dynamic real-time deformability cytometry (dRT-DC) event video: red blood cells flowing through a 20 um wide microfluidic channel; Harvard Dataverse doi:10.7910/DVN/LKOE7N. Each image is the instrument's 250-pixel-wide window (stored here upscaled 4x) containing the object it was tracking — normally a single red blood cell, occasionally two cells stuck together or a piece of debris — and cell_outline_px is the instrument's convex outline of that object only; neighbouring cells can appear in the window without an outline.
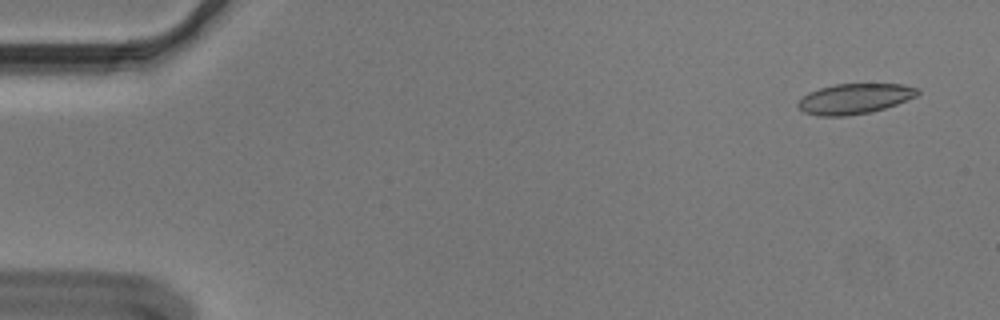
{"species": "Egyptian fruit bat (a non-hibernating species)", "species_latin": "Rousettus aegyptiacus", "temperature_condition": "cold", "stored_images_in_passage": 53, "camera_frame_rate_fps": 3000, "um_per_image_px": 0.085, "animal": {"sex": "male"}, "frame": {"image": 1, "passage_image": 1, "time_ms": 0.0, "image_size_px": [1000, 320], "cell_outline_px": [[920, 92], [916, 96], [896, 104], [884, 108], [868, 112], [844, 116], [820, 116], [804, 112], [796, 104], [808, 92], [820, 88], [836, 84], [904, 84], [920, 88]], "centroid_in_image_um": [72.65, 8.38], "position_along_channel_um": 12.3, "area_um2": 20.92}}
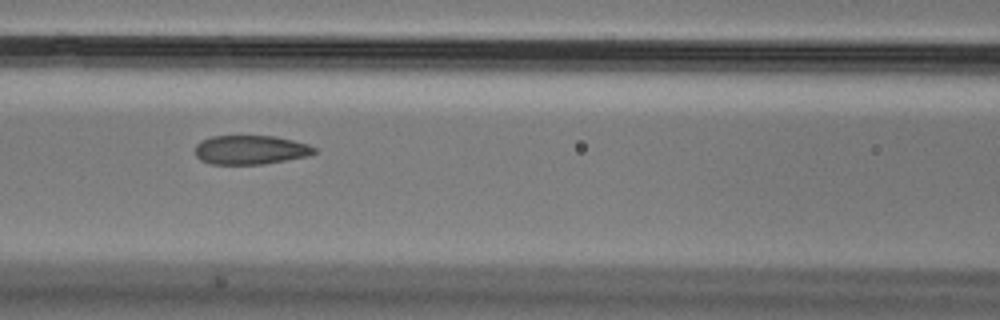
{"frame": {"image": 2, "passage_image": 22, "time_ms": 7.0, "image_size_px": [1000, 320], "cell_outline_px": [[316, 152], [308, 156], [264, 164], [212, 164], [200, 160], [196, 156], [196, 144], [200, 140], [212, 136], [276, 136], [308, 144], [316, 148]], "centroid_in_image_um": [21.29, 12.73], "position_along_channel_um": 145.3, "area_um2": 20.23}}
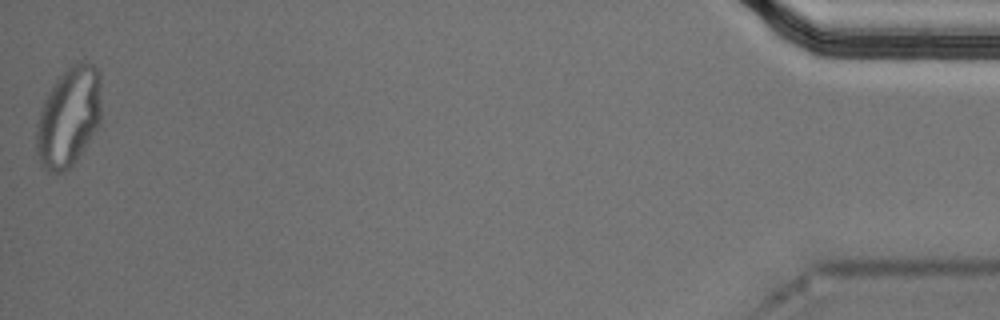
{"frame": {"image": 3, "passage_image": 53, "time_ms": 17.333, "image_size_px": [1000, 320], "cell_outline_px": [[100, 124], [76, 160], [68, 168], [60, 172], [48, 172], [40, 164], [36, 152], [36, 124], [44, 100], [48, 92], [56, 80], [76, 60], [88, 60], [96, 68], [100, 76]], "centroid_in_image_um": [5.83, 9.92], "position_along_channel_um": 429.4, "area_um2": 37.8}, "authors_computed_cell_mechanics": {"area_um2": 21.9062, "velocity_mm_per_s": 3.6246, "shape_relaxation_time_tau1_ms": null, "shape_relaxation_time_tau2_ms": 1.2699, "deformation_change_tau1": null, "deformation_change_tau2": 0.0502}}